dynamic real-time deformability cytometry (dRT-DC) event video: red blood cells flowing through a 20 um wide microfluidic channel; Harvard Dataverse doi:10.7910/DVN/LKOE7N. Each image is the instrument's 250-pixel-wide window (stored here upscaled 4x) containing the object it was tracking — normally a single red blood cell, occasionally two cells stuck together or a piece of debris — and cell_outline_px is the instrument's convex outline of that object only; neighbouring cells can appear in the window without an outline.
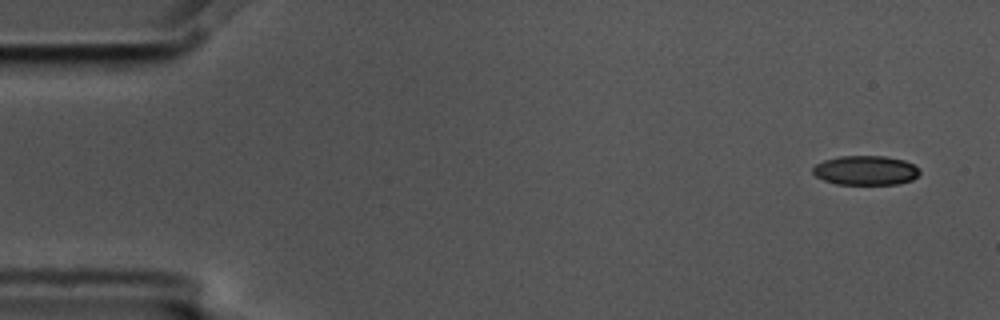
{"species": "common noctule bat (a hibernating species)", "species_latin": "Nyctalus noctula", "temperature_condition": "cold", "stored_images_in_passage": 6, "camera_frame_rate_fps": 3000, "um_per_image_px": 0.085, "animal": {"sex": "male", "body_mass_g": 17.5, "forearm_length_mm": 52.3}, "frame": {"image": 1, "passage_image": 1, "time_ms": 0.0, "image_size_px": [1000, 320], "cell_outline_px": [[920, 172], [912, 180], [896, 184], [836, 184], [824, 180], [816, 176], [812, 172], [812, 168], [816, 164], [824, 160], [840, 156], [884, 156], [904, 160], [912, 164]], "centroid_in_image_um": [73.54, 14.48], "position_along_channel_um": 11.5, "area_um2": 18.15}}
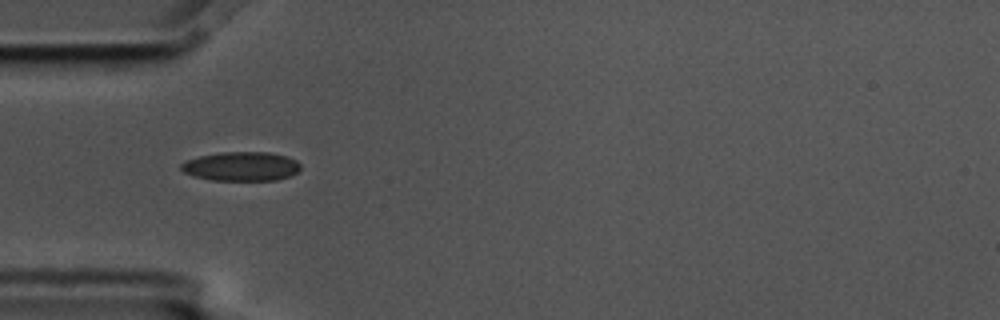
{"frame": {"image": 2, "passage_image": 5, "time_ms": 1.333, "image_size_px": [1000, 320], "cell_outline_px": [[300, 168], [292, 176], [276, 180], [212, 180], [192, 176], [184, 172], [180, 168], [180, 164], [188, 160], [200, 156], [220, 152], [268, 152], [288, 156], [296, 160], [300, 164]], "centroid_in_image_um": [20.52, 14.14], "position_along_channel_um": 64.5, "area_um2": 20.35}}